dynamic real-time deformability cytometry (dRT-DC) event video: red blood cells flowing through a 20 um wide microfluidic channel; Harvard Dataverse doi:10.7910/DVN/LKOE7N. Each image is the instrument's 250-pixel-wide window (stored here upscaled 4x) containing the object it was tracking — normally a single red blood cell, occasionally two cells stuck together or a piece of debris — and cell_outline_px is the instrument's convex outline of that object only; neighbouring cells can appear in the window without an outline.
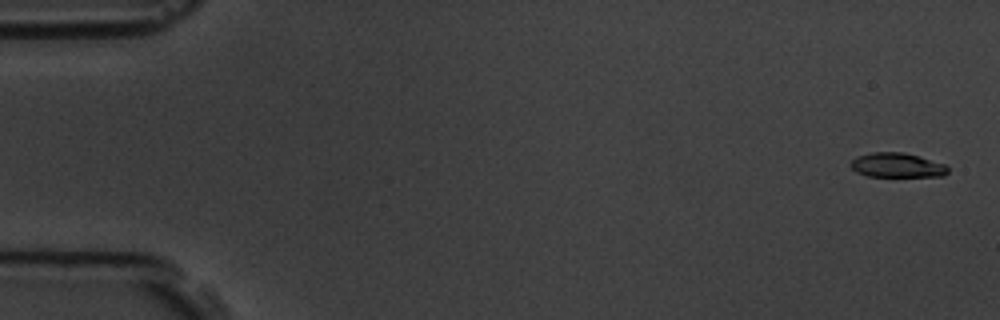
{"species": "common noctule bat (a hibernating species)", "species_latin": "Nyctalus noctula", "temperature_condition": "room temperature", "stored_images_in_passage": 8, "camera_frame_rate_fps": 3000, "um_per_image_px": 0.085, "animal": {"sex": "male", "body_mass_g": 19.5, "forearm_length_mm": 54.6}, "frame": {"image": 1, "passage_image": 1, "time_ms": 0.0, "image_size_px": [1000, 320], "cell_outline_px": [[948, 172], [944, 176], [868, 176], [856, 172], [848, 164], [856, 156], [872, 152], [904, 152], [920, 156], [944, 164], [948, 168]], "centroid_in_image_um": [76.22, 14.03], "position_along_channel_um": 8.8, "area_um2": 13.93}}
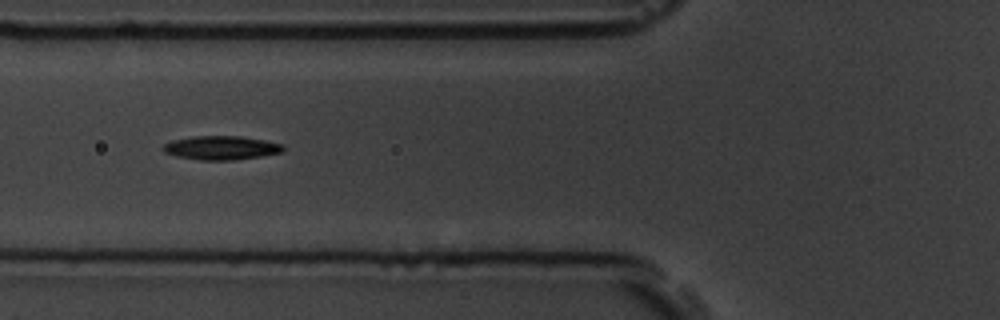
{"frame": {"image": 2, "passage_image": 6, "time_ms": 6.333, "image_size_px": [1000, 320], "cell_outline_px": [[284, 152], [260, 156], [232, 160], [200, 160], [176, 156], [164, 152], [164, 144], [172, 140], [192, 136], [240, 136], [264, 140], [284, 144]], "centroid_in_image_um": [18.82, 12.56], "position_along_channel_um": 107.0, "area_um2": 16.65}}
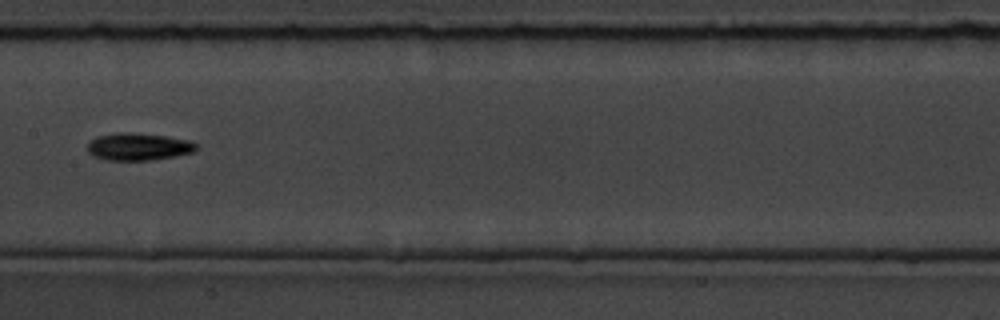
{"frame": {"image": 3, "passage_image": 8, "time_ms": 8.667, "image_size_px": [1000, 320], "cell_outline_px": [[200, 148], [196, 152], [176, 156], [152, 160], [104, 160], [92, 156], [88, 152], [88, 144], [96, 136], [116, 132], [132, 132], [164, 136], [188, 140], [196, 144]], "centroid_in_image_um": [11.78, 12.47], "position_along_channel_um": 195.6, "area_um2": 17.57}}